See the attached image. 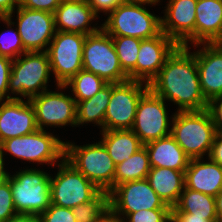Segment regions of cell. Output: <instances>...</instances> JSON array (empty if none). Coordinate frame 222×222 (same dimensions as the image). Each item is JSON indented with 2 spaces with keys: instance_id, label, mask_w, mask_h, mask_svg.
Returning a JSON list of instances; mask_svg holds the SVG:
<instances>
[{
  "instance_id": "3957f363",
  "label": "cell",
  "mask_w": 222,
  "mask_h": 222,
  "mask_svg": "<svg viewBox=\"0 0 222 222\" xmlns=\"http://www.w3.org/2000/svg\"><path fill=\"white\" fill-rule=\"evenodd\" d=\"M64 159L100 190L114 189L116 165L101 141L86 146L66 142Z\"/></svg>"
},
{
  "instance_id": "484cf974",
  "label": "cell",
  "mask_w": 222,
  "mask_h": 222,
  "mask_svg": "<svg viewBox=\"0 0 222 222\" xmlns=\"http://www.w3.org/2000/svg\"><path fill=\"white\" fill-rule=\"evenodd\" d=\"M171 213H191L205 219H217L215 197L184 186L178 202Z\"/></svg>"
},
{
  "instance_id": "cb8c5ba5",
  "label": "cell",
  "mask_w": 222,
  "mask_h": 222,
  "mask_svg": "<svg viewBox=\"0 0 222 222\" xmlns=\"http://www.w3.org/2000/svg\"><path fill=\"white\" fill-rule=\"evenodd\" d=\"M184 172L171 168L151 167L146 179L157 195L172 208L183 192Z\"/></svg>"
},
{
  "instance_id": "74e56055",
  "label": "cell",
  "mask_w": 222,
  "mask_h": 222,
  "mask_svg": "<svg viewBox=\"0 0 222 222\" xmlns=\"http://www.w3.org/2000/svg\"><path fill=\"white\" fill-rule=\"evenodd\" d=\"M208 111L211 114L217 132H222V95L208 102Z\"/></svg>"
},
{
  "instance_id": "f6af8a7d",
  "label": "cell",
  "mask_w": 222,
  "mask_h": 222,
  "mask_svg": "<svg viewBox=\"0 0 222 222\" xmlns=\"http://www.w3.org/2000/svg\"><path fill=\"white\" fill-rule=\"evenodd\" d=\"M215 203L218 222H222V189L215 196Z\"/></svg>"
},
{
  "instance_id": "c3c4849f",
  "label": "cell",
  "mask_w": 222,
  "mask_h": 222,
  "mask_svg": "<svg viewBox=\"0 0 222 222\" xmlns=\"http://www.w3.org/2000/svg\"><path fill=\"white\" fill-rule=\"evenodd\" d=\"M215 44L222 46V34H221V37L215 42Z\"/></svg>"
},
{
  "instance_id": "b9f144b4",
  "label": "cell",
  "mask_w": 222,
  "mask_h": 222,
  "mask_svg": "<svg viewBox=\"0 0 222 222\" xmlns=\"http://www.w3.org/2000/svg\"><path fill=\"white\" fill-rule=\"evenodd\" d=\"M171 222H218V219H205L191 213H171Z\"/></svg>"
},
{
  "instance_id": "681fc988",
  "label": "cell",
  "mask_w": 222,
  "mask_h": 222,
  "mask_svg": "<svg viewBox=\"0 0 222 222\" xmlns=\"http://www.w3.org/2000/svg\"><path fill=\"white\" fill-rule=\"evenodd\" d=\"M71 1H77V2L89 3V0H71Z\"/></svg>"
},
{
  "instance_id": "7dc6e473",
  "label": "cell",
  "mask_w": 222,
  "mask_h": 222,
  "mask_svg": "<svg viewBox=\"0 0 222 222\" xmlns=\"http://www.w3.org/2000/svg\"><path fill=\"white\" fill-rule=\"evenodd\" d=\"M123 3L126 4H155L158 3L160 0H122Z\"/></svg>"
},
{
  "instance_id": "ffe728a7",
  "label": "cell",
  "mask_w": 222,
  "mask_h": 222,
  "mask_svg": "<svg viewBox=\"0 0 222 222\" xmlns=\"http://www.w3.org/2000/svg\"><path fill=\"white\" fill-rule=\"evenodd\" d=\"M97 17L88 3L63 0L54 12L56 31L85 35L95 33L100 27L88 28V24Z\"/></svg>"
},
{
  "instance_id": "30bf717a",
  "label": "cell",
  "mask_w": 222,
  "mask_h": 222,
  "mask_svg": "<svg viewBox=\"0 0 222 222\" xmlns=\"http://www.w3.org/2000/svg\"><path fill=\"white\" fill-rule=\"evenodd\" d=\"M85 39V34L56 31L50 46L44 50L48 53L57 85H64L83 69L82 53Z\"/></svg>"
},
{
  "instance_id": "7bdbcfd3",
  "label": "cell",
  "mask_w": 222,
  "mask_h": 222,
  "mask_svg": "<svg viewBox=\"0 0 222 222\" xmlns=\"http://www.w3.org/2000/svg\"><path fill=\"white\" fill-rule=\"evenodd\" d=\"M125 218H121L118 214L109 206L96 220V222H124Z\"/></svg>"
},
{
  "instance_id": "4fadbf2b",
  "label": "cell",
  "mask_w": 222,
  "mask_h": 222,
  "mask_svg": "<svg viewBox=\"0 0 222 222\" xmlns=\"http://www.w3.org/2000/svg\"><path fill=\"white\" fill-rule=\"evenodd\" d=\"M109 205L120 216L138 210L171 209L150 186L147 179L117 185L109 193Z\"/></svg>"
},
{
  "instance_id": "f35d334b",
  "label": "cell",
  "mask_w": 222,
  "mask_h": 222,
  "mask_svg": "<svg viewBox=\"0 0 222 222\" xmlns=\"http://www.w3.org/2000/svg\"><path fill=\"white\" fill-rule=\"evenodd\" d=\"M15 5L19 7L20 0H0V20L4 21L8 27H11L12 24L14 25L11 17L15 10Z\"/></svg>"
},
{
  "instance_id": "8992f818",
  "label": "cell",
  "mask_w": 222,
  "mask_h": 222,
  "mask_svg": "<svg viewBox=\"0 0 222 222\" xmlns=\"http://www.w3.org/2000/svg\"><path fill=\"white\" fill-rule=\"evenodd\" d=\"M24 59H13L9 75L8 91L31 97L47 91L46 84L51 71L49 56L46 51L25 52ZM40 89L41 92H40Z\"/></svg>"
},
{
  "instance_id": "7402d4cb",
  "label": "cell",
  "mask_w": 222,
  "mask_h": 222,
  "mask_svg": "<svg viewBox=\"0 0 222 222\" xmlns=\"http://www.w3.org/2000/svg\"><path fill=\"white\" fill-rule=\"evenodd\" d=\"M195 46L215 43L222 34V0H197Z\"/></svg>"
},
{
  "instance_id": "8d00e7d4",
  "label": "cell",
  "mask_w": 222,
  "mask_h": 222,
  "mask_svg": "<svg viewBox=\"0 0 222 222\" xmlns=\"http://www.w3.org/2000/svg\"><path fill=\"white\" fill-rule=\"evenodd\" d=\"M13 59L0 56V101L5 98L9 86V75Z\"/></svg>"
},
{
  "instance_id": "60d3db41",
  "label": "cell",
  "mask_w": 222,
  "mask_h": 222,
  "mask_svg": "<svg viewBox=\"0 0 222 222\" xmlns=\"http://www.w3.org/2000/svg\"><path fill=\"white\" fill-rule=\"evenodd\" d=\"M208 159L222 167V132L215 134Z\"/></svg>"
},
{
  "instance_id": "ac0fdd59",
  "label": "cell",
  "mask_w": 222,
  "mask_h": 222,
  "mask_svg": "<svg viewBox=\"0 0 222 222\" xmlns=\"http://www.w3.org/2000/svg\"><path fill=\"white\" fill-rule=\"evenodd\" d=\"M178 46L163 32L154 38L141 40L136 63V81L149 84Z\"/></svg>"
},
{
  "instance_id": "7a4b0ae2",
  "label": "cell",
  "mask_w": 222,
  "mask_h": 222,
  "mask_svg": "<svg viewBox=\"0 0 222 222\" xmlns=\"http://www.w3.org/2000/svg\"><path fill=\"white\" fill-rule=\"evenodd\" d=\"M216 133L208 109L177 111L172 117L171 135L191 159L209 155Z\"/></svg>"
},
{
  "instance_id": "603a6c76",
  "label": "cell",
  "mask_w": 222,
  "mask_h": 222,
  "mask_svg": "<svg viewBox=\"0 0 222 222\" xmlns=\"http://www.w3.org/2000/svg\"><path fill=\"white\" fill-rule=\"evenodd\" d=\"M144 146L147 149L151 167L185 171L189 165L191 158L183 151L171 134Z\"/></svg>"
},
{
  "instance_id": "e0dca14e",
  "label": "cell",
  "mask_w": 222,
  "mask_h": 222,
  "mask_svg": "<svg viewBox=\"0 0 222 222\" xmlns=\"http://www.w3.org/2000/svg\"><path fill=\"white\" fill-rule=\"evenodd\" d=\"M197 0H169L165 16L161 19V32L178 45L188 47V41L195 44V8Z\"/></svg>"
},
{
  "instance_id": "ee69618b",
  "label": "cell",
  "mask_w": 222,
  "mask_h": 222,
  "mask_svg": "<svg viewBox=\"0 0 222 222\" xmlns=\"http://www.w3.org/2000/svg\"><path fill=\"white\" fill-rule=\"evenodd\" d=\"M5 222H40V217L34 214L17 213Z\"/></svg>"
},
{
  "instance_id": "9c48e42d",
  "label": "cell",
  "mask_w": 222,
  "mask_h": 222,
  "mask_svg": "<svg viewBox=\"0 0 222 222\" xmlns=\"http://www.w3.org/2000/svg\"><path fill=\"white\" fill-rule=\"evenodd\" d=\"M55 179L50 176L51 204L73 209L93 199L101 190L65 159Z\"/></svg>"
},
{
  "instance_id": "f1b7e54d",
  "label": "cell",
  "mask_w": 222,
  "mask_h": 222,
  "mask_svg": "<svg viewBox=\"0 0 222 222\" xmlns=\"http://www.w3.org/2000/svg\"><path fill=\"white\" fill-rule=\"evenodd\" d=\"M107 83L92 72L84 69L70 78L64 85H57L60 89L72 87L76 103L93 97Z\"/></svg>"
},
{
  "instance_id": "6da1fadb",
  "label": "cell",
  "mask_w": 222,
  "mask_h": 222,
  "mask_svg": "<svg viewBox=\"0 0 222 222\" xmlns=\"http://www.w3.org/2000/svg\"><path fill=\"white\" fill-rule=\"evenodd\" d=\"M189 47L179 45L166 59L149 88L160 98L173 101L178 111H198L208 108L199 81L196 57Z\"/></svg>"
},
{
  "instance_id": "1f68e13d",
  "label": "cell",
  "mask_w": 222,
  "mask_h": 222,
  "mask_svg": "<svg viewBox=\"0 0 222 222\" xmlns=\"http://www.w3.org/2000/svg\"><path fill=\"white\" fill-rule=\"evenodd\" d=\"M9 33V31H6ZM1 33L0 35V56H5L11 59L18 58L22 53L27 52L21 41L18 30L12 31L7 35ZM6 34V36H5ZM10 36V37H9ZM3 37V38H2ZM6 37V38H5Z\"/></svg>"
},
{
  "instance_id": "7c38bea8",
  "label": "cell",
  "mask_w": 222,
  "mask_h": 222,
  "mask_svg": "<svg viewBox=\"0 0 222 222\" xmlns=\"http://www.w3.org/2000/svg\"><path fill=\"white\" fill-rule=\"evenodd\" d=\"M164 101L149 88L138 102L131 130L143 145L171 134Z\"/></svg>"
},
{
  "instance_id": "bcb514c9",
  "label": "cell",
  "mask_w": 222,
  "mask_h": 222,
  "mask_svg": "<svg viewBox=\"0 0 222 222\" xmlns=\"http://www.w3.org/2000/svg\"><path fill=\"white\" fill-rule=\"evenodd\" d=\"M3 162L4 161L2 159H0V187L8 181V178L10 176L8 174V172H6L4 170V163Z\"/></svg>"
},
{
  "instance_id": "52a82bcc",
  "label": "cell",
  "mask_w": 222,
  "mask_h": 222,
  "mask_svg": "<svg viewBox=\"0 0 222 222\" xmlns=\"http://www.w3.org/2000/svg\"><path fill=\"white\" fill-rule=\"evenodd\" d=\"M108 14L102 28L110 36L135 37L145 40L161 33L160 17L151 14L141 4L123 3Z\"/></svg>"
},
{
  "instance_id": "83f0119b",
  "label": "cell",
  "mask_w": 222,
  "mask_h": 222,
  "mask_svg": "<svg viewBox=\"0 0 222 222\" xmlns=\"http://www.w3.org/2000/svg\"><path fill=\"white\" fill-rule=\"evenodd\" d=\"M151 165L145 146L140 148L128 160L116 165L114 188L128 181L146 179Z\"/></svg>"
},
{
  "instance_id": "5bb4252c",
  "label": "cell",
  "mask_w": 222,
  "mask_h": 222,
  "mask_svg": "<svg viewBox=\"0 0 222 222\" xmlns=\"http://www.w3.org/2000/svg\"><path fill=\"white\" fill-rule=\"evenodd\" d=\"M29 101L35 110L38 129L44 130L45 125L76 126L77 103L72 96L47 90L31 97Z\"/></svg>"
},
{
  "instance_id": "ba28073f",
  "label": "cell",
  "mask_w": 222,
  "mask_h": 222,
  "mask_svg": "<svg viewBox=\"0 0 222 222\" xmlns=\"http://www.w3.org/2000/svg\"><path fill=\"white\" fill-rule=\"evenodd\" d=\"M3 151H7L22 160L51 163L64 159L65 142L59 140L45 130L38 129L32 134L7 139L0 144V159L3 160Z\"/></svg>"
},
{
  "instance_id": "8fae6325",
  "label": "cell",
  "mask_w": 222,
  "mask_h": 222,
  "mask_svg": "<svg viewBox=\"0 0 222 222\" xmlns=\"http://www.w3.org/2000/svg\"><path fill=\"white\" fill-rule=\"evenodd\" d=\"M128 80L123 83H111V98L108 103L103 131L131 129L136 109L142 95L149 89V84Z\"/></svg>"
},
{
  "instance_id": "9a60e30c",
  "label": "cell",
  "mask_w": 222,
  "mask_h": 222,
  "mask_svg": "<svg viewBox=\"0 0 222 222\" xmlns=\"http://www.w3.org/2000/svg\"><path fill=\"white\" fill-rule=\"evenodd\" d=\"M18 33L27 52L42 51L56 34L54 14L17 7Z\"/></svg>"
},
{
  "instance_id": "d6a6232c",
  "label": "cell",
  "mask_w": 222,
  "mask_h": 222,
  "mask_svg": "<svg viewBox=\"0 0 222 222\" xmlns=\"http://www.w3.org/2000/svg\"><path fill=\"white\" fill-rule=\"evenodd\" d=\"M127 219L129 222H171V209L138 210L129 213Z\"/></svg>"
},
{
  "instance_id": "f546056e",
  "label": "cell",
  "mask_w": 222,
  "mask_h": 222,
  "mask_svg": "<svg viewBox=\"0 0 222 222\" xmlns=\"http://www.w3.org/2000/svg\"><path fill=\"white\" fill-rule=\"evenodd\" d=\"M121 68L128 75L129 80L136 81V63L141 39L126 36H111Z\"/></svg>"
},
{
  "instance_id": "d6986e66",
  "label": "cell",
  "mask_w": 222,
  "mask_h": 222,
  "mask_svg": "<svg viewBox=\"0 0 222 222\" xmlns=\"http://www.w3.org/2000/svg\"><path fill=\"white\" fill-rule=\"evenodd\" d=\"M193 54L196 57L201 91L209 102L222 95V46L205 43L203 49Z\"/></svg>"
},
{
  "instance_id": "d590c367",
  "label": "cell",
  "mask_w": 222,
  "mask_h": 222,
  "mask_svg": "<svg viewBox=\"0 0 222 222\" xmlns=\"http://www.w3.org/2000/svg\"><path fill=\"white\" fill-rule=\"evenodd\" d=\"M63 0H20V7L31 10L46 11L54 14Z\"/></svg>"
},
{
  "instance_id": "5b68a950",
  "label": "cell",
  "mask_w": 222,
  "mask_h": 222,
  "mask_svg": "<svg viewBox=\"0 0 222 222\" xmlns=\"http://www.w3.org/2000/svg\"><path fill=\"white\" fill-rule=\"evenodd\" d=\"M17 213L40 216L51 204L50 176L36 169H25L8 178Z\"/></svg>"
},
{
  "instance_id": "2e32d148",
  "label": "cell",
  "mask_w": 222,
  "mask_h": 222,
  "mask_svg": "<svg viewBox=\"0 0 222 222\" xmlns=\"http://www.w3.org/2000/svg\"><path fill=\"white\" fill-rule=\"evenodd\" d=\"M0 104V144L38 130L35 110L29 100L24 102L22 98L7 95L6 101Z\"/></svg>"
},
{
  "instance_id": "836d02e7",
  "label": "cell",
  "mask_w": 222,
  "mask_h": 222,
  "mask_svg": "<svg viewBox=\"0 0 222 222\" xmlns=\"http://www.w3.org/2000/svg\"><path fill=\"white\" fill-rule=\"evenodd\" d=\"M40 222H76L73 210L50 204L39 216Z\"/></svg>"
},
{
  "instance_id": "ab89813d",
  "label": "cell",
  "mask_w": 222,
  "mask_h": 222,
  "mask_svg": "<svg viewBox=\"0 0 222 222\" xmlns=\"http://www.w3.org/2000/svg\"><path fill=\"white\" fill-rule=\"evenodd\" d=\"M89 6L93 12L98 16L100 11L111 12L115 10L119 5L123 4L122 0H89Z\"/></svg>"
},
{
  "instance_id": "e575fe53",
  "label": "cell",
  "mask_w": 222,
  "mask_h": 222,
  "mask_svg": "<svg viewBox=\"0 0 222 222\" xmlns=\"http://www.w3.org/2000/svg\"><path fill=\"white\" fill-rule=\"evenodd\" d=\"M17 214L9 181L0 187V222L7 221L10 217Z\"/></svg>"
},
{
  "instance_id": "4316f807",
  "label": "cell",
  "mask_w": 222,
  "mask_h": 222,
  "mask_svg": "<svg viewBox=\"0 0 222 222\" xmlns=\"http://www.w3.org/2000/svg\"><path fill=\"white\" fill-rule=\"evenodd\" d=\"M111 98V83H107L93 97L77 102L76 125L94 122L104 124L105 112Z\"/></svg>"
},
{
  "instance_id": "44dd1931",
  "label": "cell",
  "mask_w": 222,
  "mask_h": 222,
  "mask_svg": "<svg viewBox=\"0 0 222 222\" xmlns=\"http://www.w3.org/2000/svg\"><path fill=\"white\" fill-rule=\"evenodd\" d=\"M190 159L184 172L185 187L215 197L222 189V167L217 163Z\"/></svg>"
},
{
  "instance_id": "d4e9b609",
  "label": "cell",
  "mask_w": 222,
  "mask_h": 222,
  "mask_svg": "<svg viewBox=\"0 0 222 222\" xmlns=\"http://www.w3.org/2000/svg\"><path fill=\"white\" fill-rule=\"evenodd\" d=\"M101 142L107 149L115 165L128 160L144 145L131 129L102 131Z\"/></svg>"
},
{
  "instance_id": "277c9868",
  "label": "cell",
  "mask_w": 222,
  "mask_h": 222,
  "mask_svg": "<svg viewBox=\"0 0 222 222\" xmlns=\"http://www.w3.org/2000/svg\"><path fill=\"white\" fill-rule=\"evenodd\" d=\"M83 69L98 75L106 83H123L129 80L121 68L112 37L101 27L86 35L82 53Z\"/></svg>"
},
{
  "instance_id": "4dcf8cb0",
  "label": "cell",
  "mask_w": 222,
  "mask_h": 222,
  "mask_svg": "<svg viewBox=\"0 0 222 222\" xmlns=\"http://www.w3.org/2000/svg\"><path fill=\"white\" fill-rule=\"evenodd\" d=\"M109 192L101 190L93 199L74 207L76 222H96L97 218L109 207Z\"/></svg>"
}]
</instances>
